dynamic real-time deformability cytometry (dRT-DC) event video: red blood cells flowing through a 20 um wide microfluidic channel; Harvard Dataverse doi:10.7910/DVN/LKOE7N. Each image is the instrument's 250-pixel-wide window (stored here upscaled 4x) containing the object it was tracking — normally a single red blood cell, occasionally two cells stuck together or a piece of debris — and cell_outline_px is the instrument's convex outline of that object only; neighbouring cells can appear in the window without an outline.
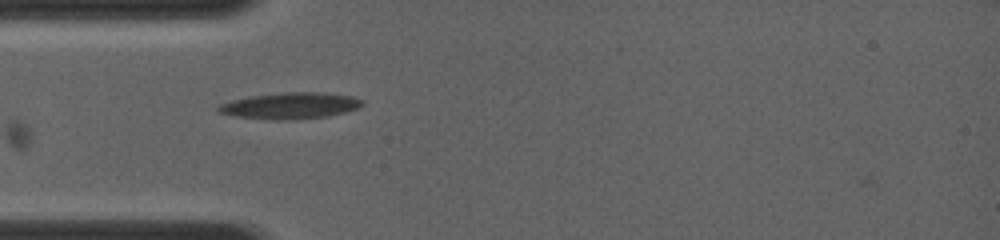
{"species": "common noctule bat (a hibernating species)", "species_latin": "Nyctalus noctula", "temperature_condition": "room temperature", "stored_images_in_passage": 3, "camera_frame_rate_fps": 4000, "um_per_image_px": 0.085, "animal": {"sex": "female", "body_mass_g": 19.0, "forearm_length_mm": 56.7}, "frame": {"image": 1, "passage_image": 1, "time_ms": 0.0, "image_size_px": [1000, 240], "cell_outline_px": [[364, 104], [356, 108], [344, 112], [328, 116], [280, 120], [276, 120], [236, 116], [220, 112], [216, 108], [220, 104], [232, 100], [252, 96], [284, 92], [324, 92], [352, 96], [364, 100]], "centroid_in_image_um": [24.71, 8.97], "position_along_channel_um": 60.3, "area_um2": 21.79}}